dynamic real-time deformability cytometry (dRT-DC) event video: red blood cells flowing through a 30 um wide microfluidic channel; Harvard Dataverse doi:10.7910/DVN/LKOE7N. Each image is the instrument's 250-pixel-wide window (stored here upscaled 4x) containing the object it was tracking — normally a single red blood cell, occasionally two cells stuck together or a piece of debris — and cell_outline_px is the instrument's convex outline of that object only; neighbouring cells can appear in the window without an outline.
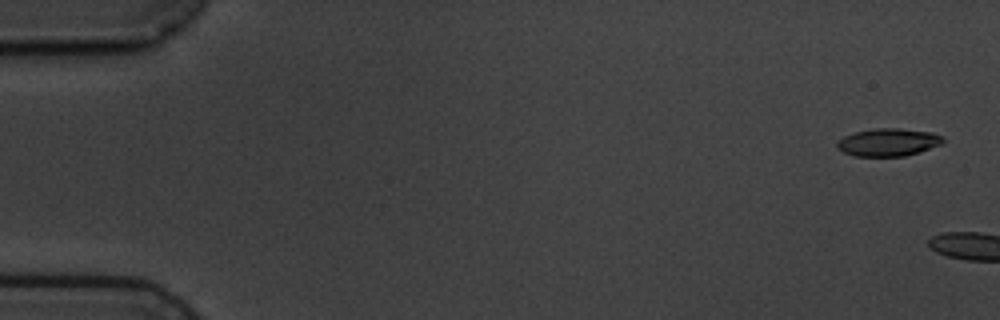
{"species": "common noctule bat (a hibernating species)", "species_latin": "Nyctalus noctula", "temperature_condition": "cold", "stored_images_in_passage": 2, "camera_frame_rate_fps": 3000, "um_per_image_px": 0.085, "animal": {"sex": "male", "body_mass_g": 19.5, "forearm_length_mm": 54.6}, "frame": {"image": 1, "passage_image": 1, "time_ms": 0.0, "image_size_px": [1000, 320], "cell_outline_px": [[944, 140], [940, 144], [920, 152], [904, 156], [856, 156], [844, 152], [836, 148], [836, 140], [844, 136], [856, 132], [872, 128], [900, 128], [932, 132], [940, 136]], "centroid_in_image_um": [75.46, 12.09], "position_along_channel_um": 9.5, "area_um2": 17.11}}